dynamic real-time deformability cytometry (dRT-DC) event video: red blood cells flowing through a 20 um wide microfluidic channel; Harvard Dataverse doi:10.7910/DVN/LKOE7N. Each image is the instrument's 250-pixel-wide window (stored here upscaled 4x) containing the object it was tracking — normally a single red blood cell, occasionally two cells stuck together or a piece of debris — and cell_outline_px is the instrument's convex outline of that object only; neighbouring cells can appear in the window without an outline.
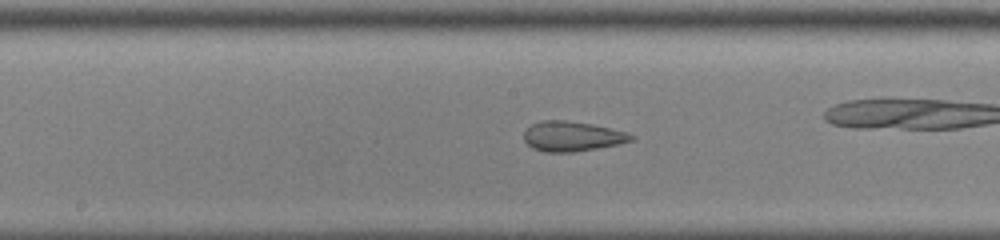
{"species": "common noctule bat (a hibernating species)", "species_latin": "Nyctalus noctula", "temperature_condition": "cold", "stored_images_in_passage": 29, "camera_frame_rate_fps": 3000, "um_per_image_px": 0.085, "animal": {"sex": "male", "body_mass_g": 13.0, "forearm_length_mm": 53.1}, "frame": {"image": 1, "passage_image": 13, "time_ms": 4.0, "image_size_px": [1000, 240], "cell_outline_px": [[636, 136], [632, 140], [616, 144], [596, 148], [572, 152], [544, 152], [532, 148], [524, 140], [524, 128], [532, 124], [544, 120], [564, 120], [592, 124], [628, 132]], "centroid_in_image_um": [48.6, 11.58], "position_along_channel_um": 199.6, "area_um2": 18.67}, "authors_computed_cell_mechanics": {"area_um2": 19.363, "velocity_mm_per_s": 3.915, "shape_relaxation_time_tau1_ms": null, "shape_relaxation_time_tau2_ms": 1.6978, "deformation_change_tau1": null, "deformation_change_tau2": 0.0994}}